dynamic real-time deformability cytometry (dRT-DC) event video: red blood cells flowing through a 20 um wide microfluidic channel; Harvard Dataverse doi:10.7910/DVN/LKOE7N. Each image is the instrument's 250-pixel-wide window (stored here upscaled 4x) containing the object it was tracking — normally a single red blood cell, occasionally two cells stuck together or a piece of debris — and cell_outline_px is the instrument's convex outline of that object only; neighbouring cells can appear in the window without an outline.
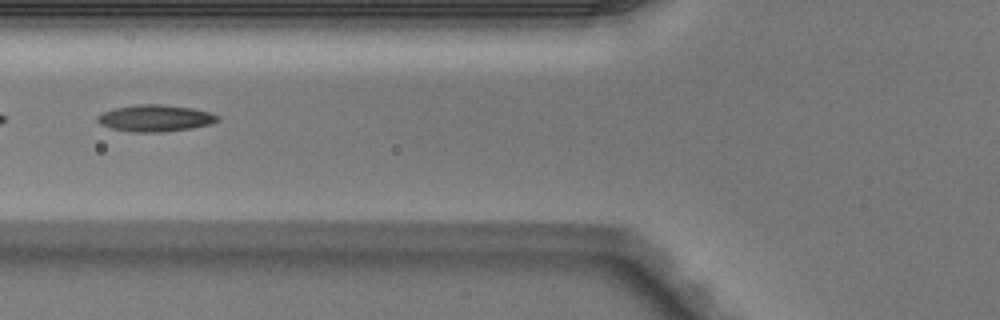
{"species": "Egyptian fruit bat (a non-hibernating species)", "species_latin": "Rousettus aegyptiacus", "temperature_condition": "warm", "stored_images_in_passage": 7, "camera_frame_rate_fps": 3000, "um_per_image_px": 0.085, "animal": {"sex": "male"}, "frame": {"image": 1, "passage_image": 7, "time_ms": 2.0, "image_size_px": [1000, 320], "cell_outline_px": [[220, 120], [212, 124], [192, 128], [164, 132], [132, 132], [112, 128], [100, 124], [96, 120], [96, 116], [104, 112], [116, 108], [136, 104], [160, 104], [192, 108], [212, 112], [220, 116]], "centroid_in_image_um": [13.25, 10.04], "position_along_channel_um": 112.6, "area_um2": 18.84}}